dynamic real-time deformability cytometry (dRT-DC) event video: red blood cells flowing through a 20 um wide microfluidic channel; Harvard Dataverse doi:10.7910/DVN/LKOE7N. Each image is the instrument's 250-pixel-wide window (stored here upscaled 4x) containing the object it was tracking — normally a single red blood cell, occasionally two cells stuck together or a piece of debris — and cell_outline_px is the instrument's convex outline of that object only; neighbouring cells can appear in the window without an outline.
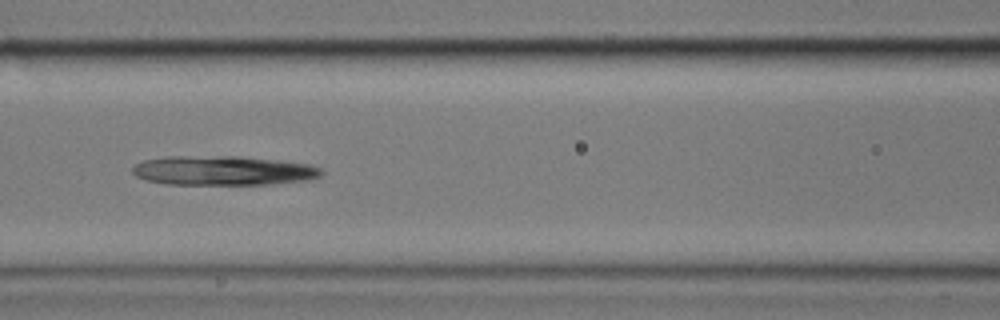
{"species": "common noctule bat (a hibernating species)", "species_latin": "Nyctalus noctula", "temperature_condition": "cold", "stored_images_in_passage": 9, "camera_frame_rate_fps": 3000, "um_per_image_px": 0.085, "animal": {"sex": "male", "body_mass_g": 17.9}, "frame": {"image": 1, "passage_image": 8, "time_ms": 9.0, "image_size_px": [1000, 320], "cell_outline_px": [[324, 172], [320, 176], [308, 180], [268, 184], [164, 184], [148, 180], [136, 176], [132, 172], [132, 168], [136, 164], [144, 160], [164, 156], [240, 156], [308, 164], [320, 168]], "centroid_in_image_um": [18.94, 14.49], "position_along_channel_um": 147.7, "area_um2": 32.25}}
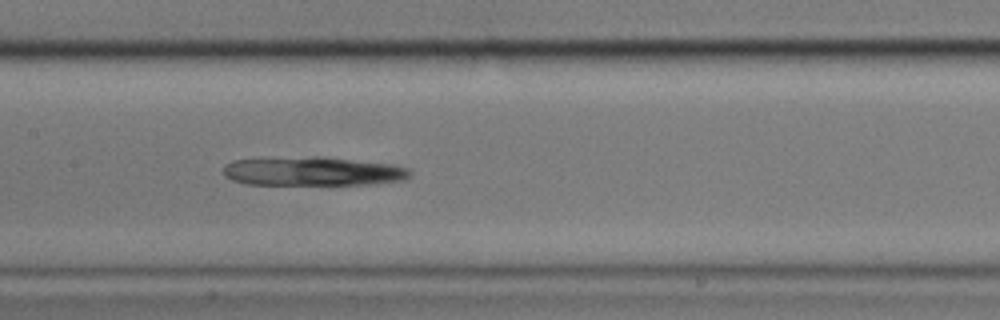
{"frame": {"image": 2, "passage_image": 9, "time_ms": 10.0, "image_size_px": [1000, 320], "cell_outline_px": [[412, 176], [404, 180], [368, 184], [244, 184], [232, 180], [224, 176], [224, 164], [232, 160], [272, 156], [324, 156], [396, 164], [408, 168], [412, 172]], "centroid_in_image_um": [26.57, 14.53], "position_along_channel_um": 180.8, "area_um2": 32.37}}